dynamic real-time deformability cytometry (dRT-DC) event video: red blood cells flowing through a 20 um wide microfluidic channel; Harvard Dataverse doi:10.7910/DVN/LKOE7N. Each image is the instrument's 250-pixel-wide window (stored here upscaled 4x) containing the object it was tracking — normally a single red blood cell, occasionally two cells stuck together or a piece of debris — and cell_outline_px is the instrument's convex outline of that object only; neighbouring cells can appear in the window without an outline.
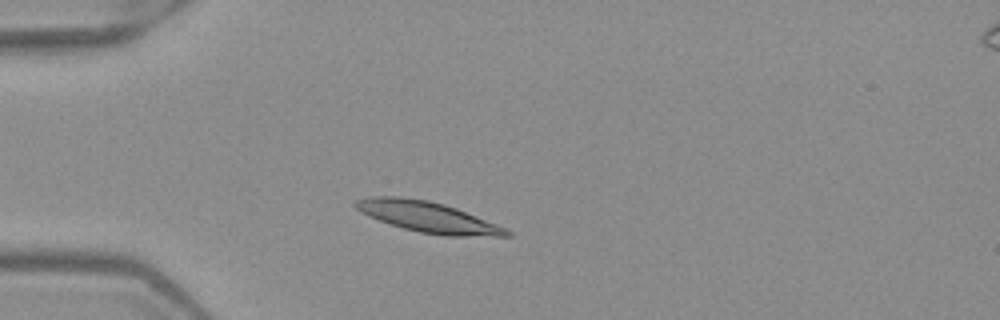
{"species": "Egyptian fruit bat (a non-hibernating species)", "species_latin": "Rousettus aegyptiacus", "temperature_condition": "warm", "stored_images_in_passage": 2, "camera_frame_rate_fps": 3000, "um_per_image_px": 0.085, "frame": {"image": 1, "passage_image": 2, "time_ms": 0.333, "image_size_px": [1000, 320], "cell_outline_px": [[512, 236], [448, 236], [420, 232], [404, 228], [380, 220], [360, 212], [352, 204], [356, 200], [368, 196], [400, 196], [428, 200], [444, 204], [456, 208], [508, 228], [512, 232]], "centroid_in_image_um": [36.39, 18.43], "position_along_channel_um": 48.6, "area_um2": 26.99}}